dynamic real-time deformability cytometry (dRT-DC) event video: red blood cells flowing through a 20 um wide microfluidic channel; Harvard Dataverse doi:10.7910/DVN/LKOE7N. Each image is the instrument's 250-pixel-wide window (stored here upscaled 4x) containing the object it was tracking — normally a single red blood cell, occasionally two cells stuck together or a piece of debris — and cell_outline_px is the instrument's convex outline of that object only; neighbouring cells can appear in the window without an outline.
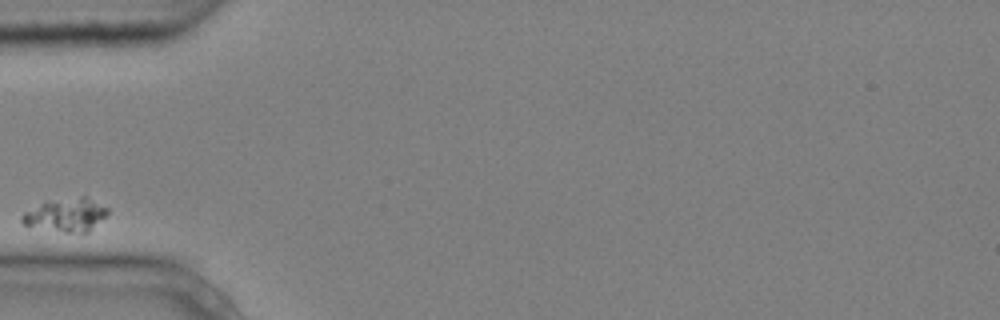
{"species": "common noctule bat (a hibernating species)", "species_latin": "Nyctalus noctula", "temperature_condition": "cold", "stored_images_in_passage": 4, "camera_frame_rate_fps": 3000, "um_per_image_px": 0.085, "animal": {"sex": "male", "body_mass_g": 20.4}, "frame": {"image": 1, "passage_image": 1, "time_ms": 0.0, "image_size_px": [1000, 320], "cell_outline_px": [[108, 216], [88, 232], [64, 232], [24, 224], [20, 220], [20, 216], [24, 212], [44, 200], [80, 196], [84, 196], [108, 208]], "centroid_in_image_um": [5.62, 18.24], "position_along_channel_um": 79.4, "area_um2": 16.76}}
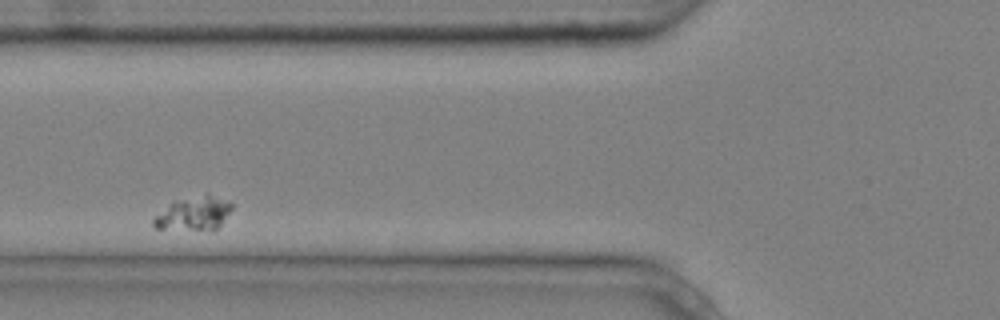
{"frame": {"image": 2, "passage_image": 2, "time_ms": 0.333, "image_size_px": [1000, 320], "cell_outline_px": [[232, 208], [220, 224], [212, 232], [156, 228], [152, 224], [152, 220], [172, 200], [208, 192], [232, 204]], "centroid_in_image_um": [16.45, 18.14], "position_along_channel_um": 109.4, "area_um2": 15.84}}